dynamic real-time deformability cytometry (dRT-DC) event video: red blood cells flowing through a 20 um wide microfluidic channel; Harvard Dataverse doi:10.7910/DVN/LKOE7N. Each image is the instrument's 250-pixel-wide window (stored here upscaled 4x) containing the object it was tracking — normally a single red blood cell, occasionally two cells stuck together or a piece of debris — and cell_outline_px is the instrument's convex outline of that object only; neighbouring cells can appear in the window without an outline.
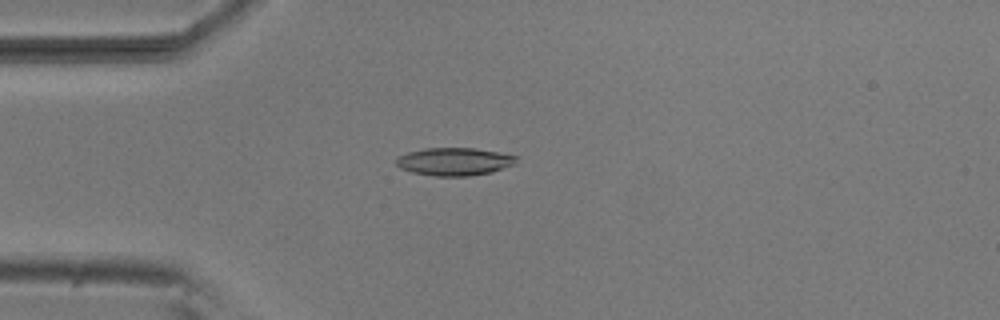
{"species": "common noctule bat (a hibernating species)", "species_latin": "Nyctalus noctula", "temperature_condition": "room temperature", "stored_images_in_passage": 53, "camera_frame_rate_fps": 3000, "um_per_image_px": 0.085, "animal": {"sex": "male", "body_mass_g": 20.5, "forearm_length_mm": 52.5}, "frame": {"image": 1, "passage_image": 14, "time_ms": 4.333, "image_size_px": [1000, 320], "cell_outline_px": [[516, 164], [492, 172], [468, 176], [436, 176], [412, 172], [400, 168], [396, 164], [396, 156], [408, 152], [424, 148], [476, 148], [516, 156]], "centroid_in_image_um": [38.59, 13.73], "position_along_channel_um": 46.4, "area_um2": 19.48}}
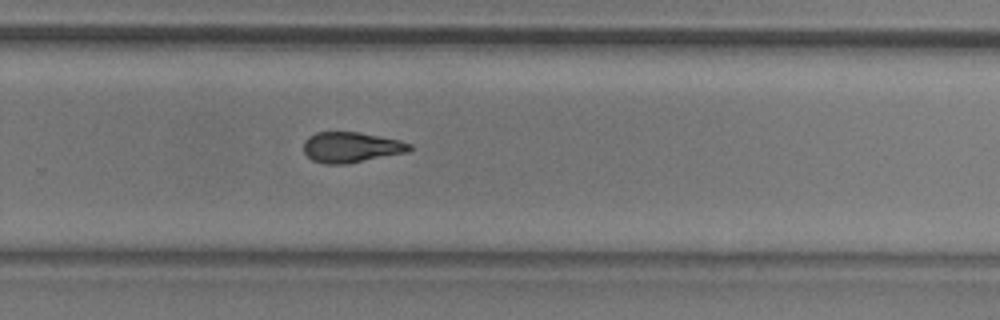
{"frame": {"image": 2, "passage_image": 35, "time_ms": 11.333, "image_size_px": [1000, 320], "cell_outline_px": [[412, 148], [408, 152], [344, 164], [324, 164], [312, 160], [304, 152], [304, 140], [308, 136], [316, 132], [360, 132], [400, 140], [412, 144]], "centroid_in_image_um": [29.84, 12.51], "position_along_channel_um": 300.0, "area_um2": 18.84}}
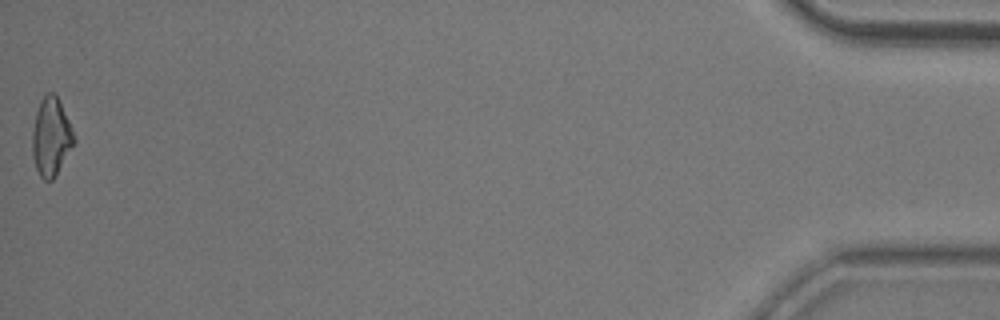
{"frame": {"image": 3, "passage_image": 53, "time_ms": 17.333, "image_size_px": [1000, 320], "cell_outline_px": [[76, 140], [52, 180], [44, 180], [40, 176], [36, 168], [32, 156], [32, 132], [36, 112], [40, 100], [48, 92], [52, 92], [56, 96], [72, 128]], "centroid_in_image_um": [4.32, 11.64], "position_along_channel_um": 430.9, "area_um2": 18.61}, "authors_computed_cell_mechanics": {"area_um2": 19.0162, "velocity_mm_per_s": 3.822, "shape_relaxation_time_tau1_ms": 4.2233, "shape_relaxation_time_tau2_ms": 3.8788, "deformation_change_tau1": 0.146, "deformation_change_tau2": 0.1176}}